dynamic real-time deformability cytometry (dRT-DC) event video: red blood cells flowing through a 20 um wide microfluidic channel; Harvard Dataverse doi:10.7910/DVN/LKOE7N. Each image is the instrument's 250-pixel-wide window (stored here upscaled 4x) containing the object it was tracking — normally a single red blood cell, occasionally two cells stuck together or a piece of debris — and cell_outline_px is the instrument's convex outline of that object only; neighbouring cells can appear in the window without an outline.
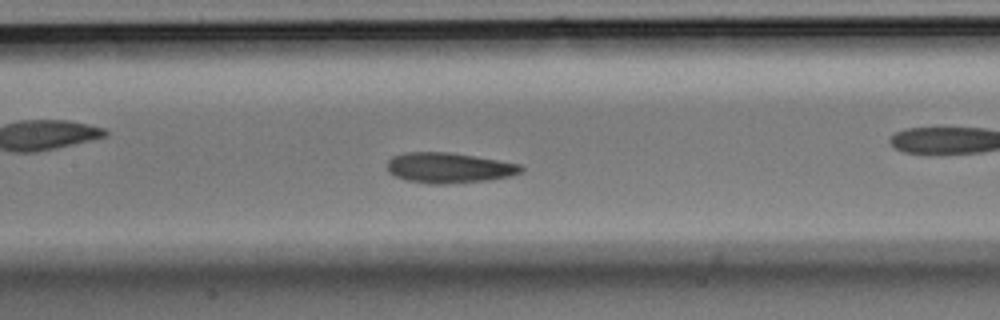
{"species": "Egyptian fruit bat (a non-hibernating species)", "species_latin": "Rousettus aegyptiacus", "temperature_condition": "room temperature", "stored_images_in_passage": 45, "camera_frame_rate_fps": 3000, "um_per_image_px": 0.085, "animal": {"sex": "male"}, "frame": {"image": 1, "passage_image": 20, "time_ms": 6.333, "image_size_px": [1000, 320], "cell_outline_px": [[524, 168], [520, 172], [508, 176], [488, 180], [444, 184], [428, 184], [404, 180], [388, 172], [388, 160], [392, 156], [404, 152], [448, 152], [476, 156], [520, 164]], "centroid_in_image_um": [38.12, 14.26], "position_along_channel_um": 169.3, "area_um2": 23.7}}